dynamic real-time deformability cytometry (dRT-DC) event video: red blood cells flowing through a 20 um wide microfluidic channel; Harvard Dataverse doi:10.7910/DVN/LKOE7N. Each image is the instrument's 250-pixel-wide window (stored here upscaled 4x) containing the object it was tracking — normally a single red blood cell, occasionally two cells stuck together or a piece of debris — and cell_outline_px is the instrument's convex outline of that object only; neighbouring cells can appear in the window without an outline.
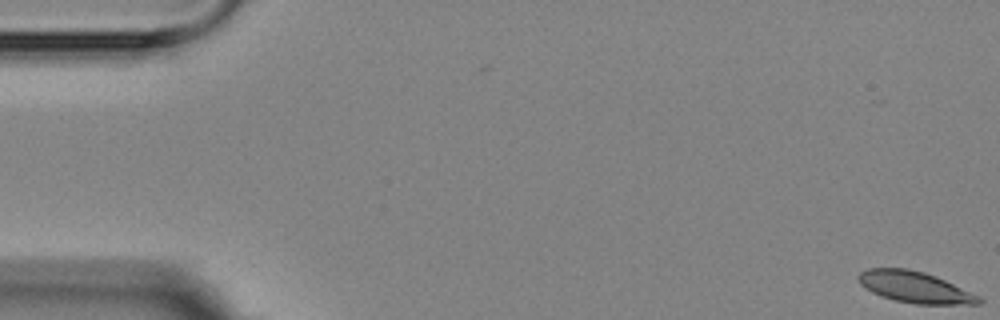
{"species": "Egyptian fruit bat (a non-hibernating species)", "species_latin": "Rousettus aegyptiacus", "temperature_condition": "room temperature", "stored_images_in_passage": 10, "camera_frame_rate_fps": 3000, "um_per_image_px": 0.085, "animal": {"sex": "female"}, "frame": {"image": 1, "passage_image": 1, "time_ms": 0.0, "image_size_px": [1000, 320], "cell_outline_px": [[984, 300], [980, 304], [916, 304], [896, 300], [880, 296], [872, 292], [860, 284], [856, 276], [860, 272], [868, 268], [908, 268], [924, 272], [936, 276], [980, 296]], "centroid_in_image_um": [77.76, 24.4], "position_along_channel_um": 7.2, "area_um2": 21.96}}
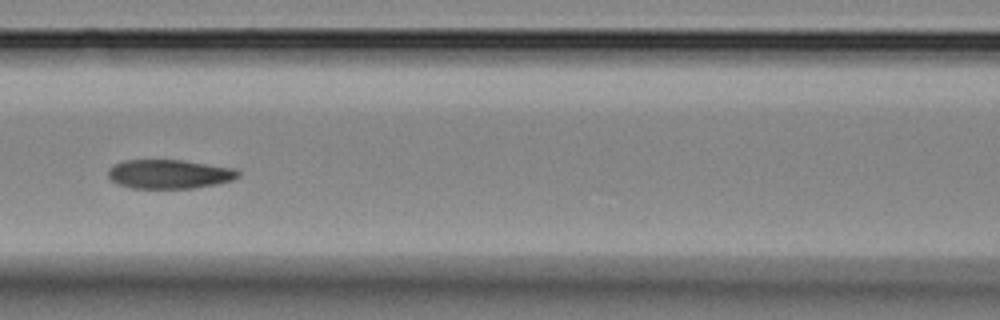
{"frame": {"image": 2, "passage_image": 8, "time_ms": 8.0, "image_size_px": [1000, 320], "cell_outline_px": [[240, 176], [232, 180], [216, 184], [192, 188], [132, 188], [116, 184], [108, 176], [108, 168], [112, 164], [124, 160], [184, 160], [236, 168], [240, 172]], "centroid_in_image_um": [14.38, 14.79], "position_along_channel_um": 152.2, "area_um2": 22.25}}